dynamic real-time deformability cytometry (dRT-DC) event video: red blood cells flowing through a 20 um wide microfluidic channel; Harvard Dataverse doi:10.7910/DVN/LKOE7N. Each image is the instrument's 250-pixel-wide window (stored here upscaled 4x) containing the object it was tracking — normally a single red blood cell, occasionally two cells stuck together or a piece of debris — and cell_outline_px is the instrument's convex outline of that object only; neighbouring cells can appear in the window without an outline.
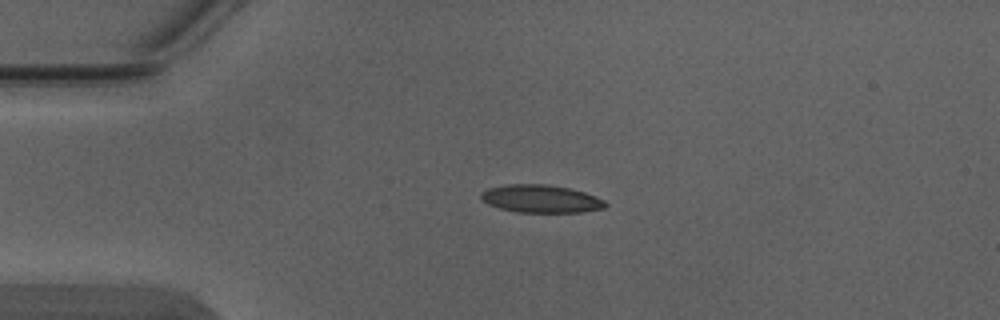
{"species": "Egyptian fruit bat (a non-hibernating species)", "species_latin": "Rousettus aegyptiacus", "temperature_condition": "warm", "stored_images_in_passage": 7, "camera_frame_rate_fps": 3000, "um_per_image_px": 0.085, "animal": {"sex": "male"}, "frame": {"image": 1, "passage_image": 4, "time_ms": 1.0, "image_size_px": [1000, 320], "cell_outline_px": [[608, 204], [604, 208], [580, 212], [516, 212], [500, 208], [488, 204], [480, 196], [480, 192], [488, 188], [504, 184], [548, 184], [568, 188], [584, 192], [604, 200]], "centroid_in_image_um": [45.95, 16.89], "position_along_channel_um": 39.0, "area_um2": 20.11}}
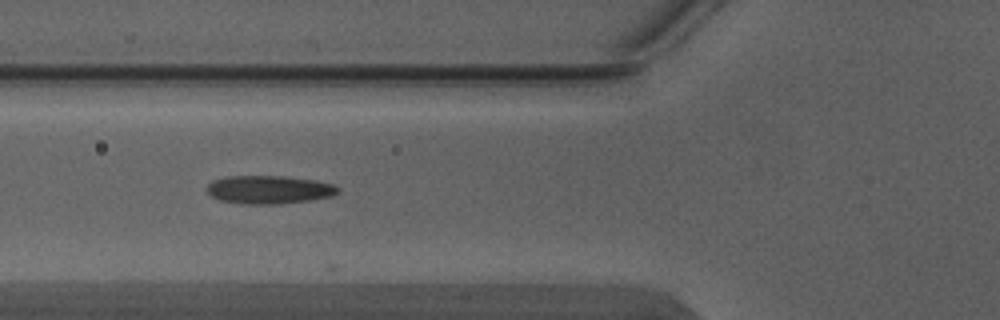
{"frame": {"image": 2, "passage_image": 6, "time_ms": 1.667, "image_size_px": [1000, 320], "cell_outline_px": [[340, 192], [332, 196], [308, 200], [280, 204], [240, 204], [220, 200], [212, 196], [208, 192], [208, 184], [212, 180], [228, 176], [284, 176], [316, 180], [332, 184], [340, 188]], "centroid_in_image_um": [22.88, 16.12], "position_along_channel_um": 102.9, "area_um2": 21.62}}